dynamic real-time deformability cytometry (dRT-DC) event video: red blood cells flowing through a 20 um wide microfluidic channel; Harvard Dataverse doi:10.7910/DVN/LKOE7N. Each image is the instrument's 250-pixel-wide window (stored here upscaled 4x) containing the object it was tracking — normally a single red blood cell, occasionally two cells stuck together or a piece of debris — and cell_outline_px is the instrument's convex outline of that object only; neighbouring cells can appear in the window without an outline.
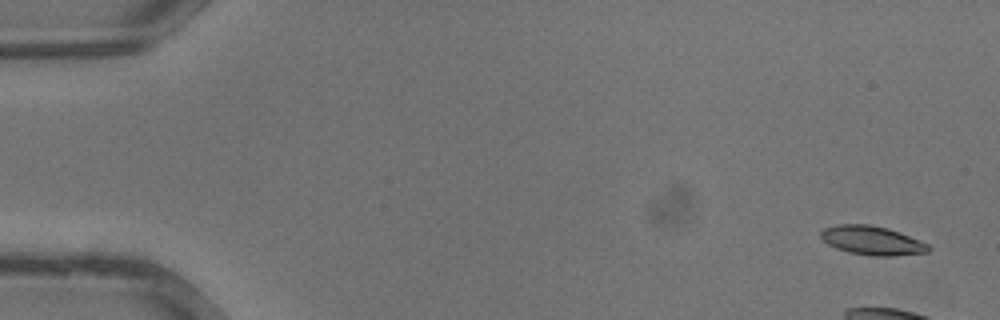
{"species": "common noctule bat (a hibernating species)", "species_latin": "Nyctalus noctula", "temperature_condition": "warm", "stored_images_in_passage": 8, "camera_frame_rate_fps": 3000, "um_per_image_px": 0.085, "animal": {"sex": "male", "body_mass_g": 13.3}, "frame": {"image": 1, "passage_image": 1, "time_ms": 0.0, "image_size_px": [1000, 320], "cell_outline_px": [[932, 248], [928, 252], [892, 256], [872, 256], [848, 252], [836, 248], [828, 244], [820, 236], [820, 232], [824, 228], [840, 224], [868, 224], [888, 228], [900, 232], [928, 244]], "centroid_in_image_um": [74.13, 20.44], "position_along_channel_um": 10.9, "area_um2": 18.15}}